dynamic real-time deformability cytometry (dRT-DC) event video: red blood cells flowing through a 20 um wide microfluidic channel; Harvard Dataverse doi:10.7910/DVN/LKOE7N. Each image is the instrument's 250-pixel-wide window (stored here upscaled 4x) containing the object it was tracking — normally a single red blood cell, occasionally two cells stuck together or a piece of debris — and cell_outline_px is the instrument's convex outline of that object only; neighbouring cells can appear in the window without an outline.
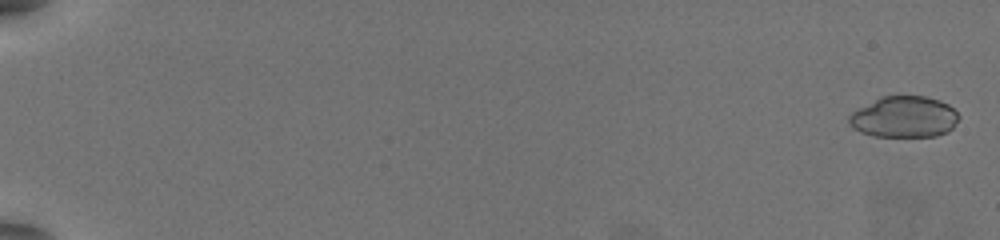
{"species": "common noctule bat (a hibernating species)", "species_latin": "Nyctalus noctula", "temperature_condition": "warm", "stored_images_in_passage": 58, "camera_frame_rate_fps": 3000, "um_per_image_px": 0.085, "animal": {"sex": "female", "body_mass_g": 19.5, "forearm_length_mm": 54.1}, "frame": {"image": 1, "passage_image": 2, "time_ms": 0.333, "image_size_px": [1000, 240], "cell_outline_px": [[960, 116], [952, 128], [948, 132], [936, 136], [872, 136], [860, 132], [852, 128], [848, 124], [848, 116], [852, 112], [884, 96], [924, 96], [940, 100], [948, 104]], "centroid_in_image_um": [76.85, 9.95], "position_along_channel_um": 8.1, "area_um2": 26.24}}
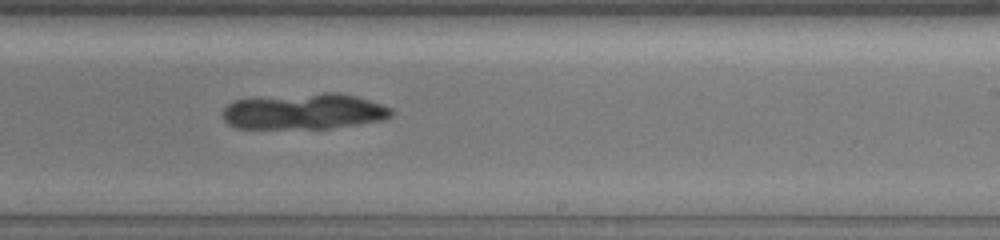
{"frame": {"image": 2, "passage_image": 39, "time_ms": 12.667, "image_size_px": [1000, 240], "cell_outline_px": [[392, 116], [384, 120], [332, 128], [236, 128], [228, 124], [224, 120], [224, 108], [228, 104], [236, 100], [324, 92], [340, 92], [356, 96], [392, 108]], "centroid_in_image_um": [25.9, 9.48], "position_along_channel_um": 263.1, "area_um2": 34.97}}
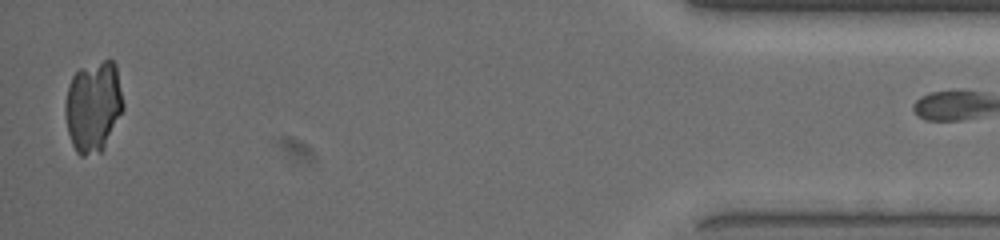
{"frame": {"image": 3, "passage_image": 57, "time_ms": 18.667, "image_size_px": [1000, 240], "cell_outline_px": [[124, 108], [104, 148], [100, 152], [84, 156], [80, 156], [76, 152], [72, 144], [68, 132], [64, 112], [64, 104], [68, 84], [72, 76], [80, 68], [104, 60], [112, 60], [116, 64], [124, 104]], "centroid_in_image_um": [7.92, 9.05], "position_along_channel_um": 427.3, "area_um2": 30.98}}